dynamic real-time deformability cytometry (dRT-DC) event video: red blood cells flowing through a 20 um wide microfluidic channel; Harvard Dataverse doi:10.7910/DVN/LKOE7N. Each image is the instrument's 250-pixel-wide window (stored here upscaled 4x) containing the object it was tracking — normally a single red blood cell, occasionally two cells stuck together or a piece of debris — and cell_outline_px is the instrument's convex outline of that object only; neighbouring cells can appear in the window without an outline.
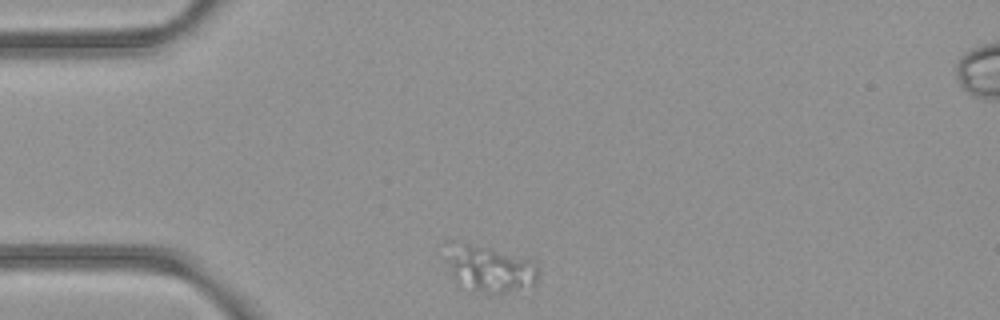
{"species": "common noctule bat (a hibernating species)", "species_latin": "Nyctalus noctula", "temperature_condition": "room temperature", "stored_images_in_passage": 10, "camera_frame_rate_fps": 3000, "um_per_image_px": 0.085, "animal": {"sex": "female", "body_mass_g": 21.9}, "frame": {"image": 1, "passage_image": 1, "time_ms": 0.0, "image_size_px": [1000, 320], "cell_outline_px": [[536, 288], [504, 292], [488, 292], [472, 288], [456, 280], [452, 276], [444, 240], [456, 240], [536, 260]], "centroid_in_image_um": [41.65, 22.79], "position_along_channel_um": 43.4, "area_um2": 24.8}}
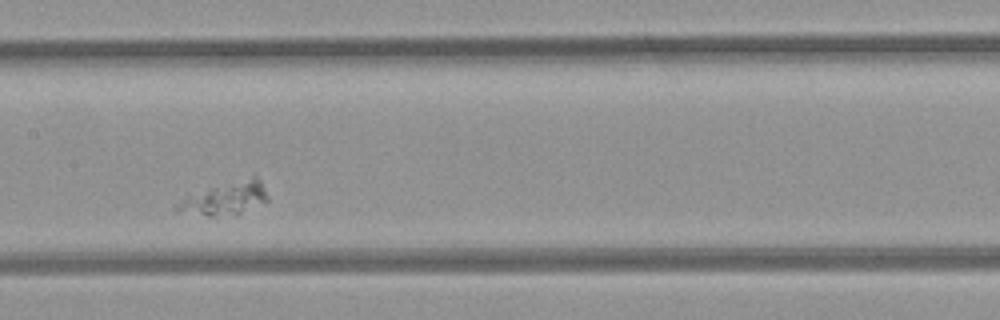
{"frame": {"image": 2, "passage_image": 5, "time_ms": 1.333, "image_size_px": [1000, 320], "cell_outline_px": [[268, 200], [236, 216], [208, 216], [176, 212], [176, 204], [184, 196], [252, 176], [256, 176], [260, 180], [268, 196]], "centroid_in_image_um": [19.13, 16.91], "position_along_channel_um": 188.3, "area_um2": 17.22}}
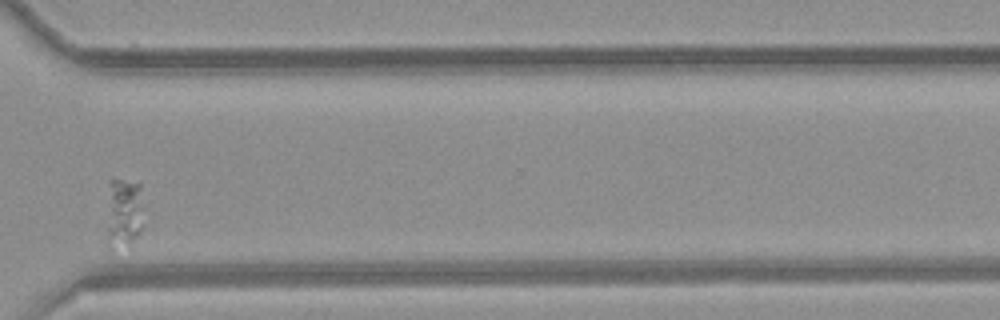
{"frame": {"image": 3, "passage_image": 9, "time_ms": 2.667, "image_size_px": [1000, 320], "cell_outline_px": [[144, 224], [140, 232], [132, 240], [128, 240], [108, 232], [108, 180], [124, 180], [140, 184], [144, 208]], "centroid_in_image_um": [10.64, 17.76], "position_along_channel_um": 360.0, "area_um2": 13.76}}